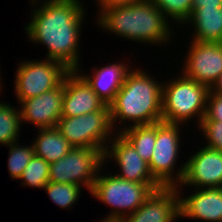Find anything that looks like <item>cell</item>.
<instances>
[{"label": "cell", "mask_w": 222, "mask_h": 222, "mask_svg": "<svg viewBox=\"0 0 222 222\" xmlns=\"http://www.w3.org/2000/svg\"><path fill=\"white\" fill-rule=\"evenodd\" d=\"M39 4V5H38ZM36 6L25 26L28 41L47 46L46 57L64 64L69 70H77L80 64V37L85 6L80 0H40L30 3ZM38 7V8H37Z\"/></svg>", "instance_id": "1"}, {"label": "cell", "mask_w": 222, "mask_h": 222, "mask_svg": "<svg viewBox=\"0 0 222 222\" xmlns=\"http://www.w3.org/2000/svg\"><path fill=\"white\" fill-rule=\"evenodd\" d=\"M148 72L138 68L127 72L121 89L109 104L111 126L114 132L119 129L116 133H120L128 126L162 121L163 83L155 80L157 78L152 77ZM127 121L131 122V125L125 124ZM120 125L121 128L118 127Z\"/></svg>", "instance_id": "2"}, {"label": "cell", "mask_w": 222, "mask_h": 222, "mask_svg": "<svg viewBox=\"0 0 222 222\" xmlns=\"http://www.w3.org/2000/svg\"><path fill=\"white\" fill-rule=\"evenodd\" d=\"M99 13V14H98ZM97 13V25L111 34L145 45L160 46L171 42L170 20L152 0L107 7ZM100 15V16H99ZM173 32V33H172ZM157 44V45H156Z\"/></svg>", "instance_id": "3"}, {"label": "cell", "mask_w": 222, "mask_h": 222, "mask_svg": "<svg viewBox=\"0 0 222 222\" xmlns=\"http://www.w3.org/2000/svg\"><path fill=\"white\" fill-rule=\"evenodd\" d=\"M100 169L91 194L101 203L112 208L101 222H121L135 212L160 187L159 183H137L123 180L115 174H105ZM100 174V175H99ZM105 174V175H104Z\"/></svg>", "instance_id": "4"}, {"label": "cell", "mask_w": 222, "mask_h": 222, "mask_svg": "<svg viewBox=\"0 0 222 222\" xmlns=\"http://www.w3.org/2000/svg\"><path fill=\"white\" fill-rule=\"evenodd\" d=\"M178 76L163 82L162 121L188 125L189 121L196 118L199 125L205 117L210 89L182 74Z\"/></svg>", "instance_id": "5"}, {"label": "cell", "mask_w": 222, "mask_h": 222, "mask_svg": "<svg viewBox=\"0 0 222 222\" xmlns=\"http://www.w3.org/2000/svg\"><path fill=\"white\" fill-rule=\"evenodd\" d=\"M181 124L156 122V142L149 162L153 178L162 187H177L181 183L185 163L176 168L180 152Z\"/></svg>", "instance_id": "6"}, {"label": "cell", "mask_w": 222, "mask_h": 222, "mask_svg": "<svg viewBox=\"0 0 222 222\" xmlns=\"http://www.w3.org/2000/svg\"><path fill=\"white\" fill-rule=\"evenodd\" d=\"M56 128L77 148H95L105 152L115 134L111 126L109 105L85 115L61 118Z\"/></svg>", "instance_id": "7"}, {"label": "cell", "mask_w": 222, "mask_h": 222, "mask_svg": "<svg viewBox=\"0 0 222 222\" xmlns=\"http://www.w3.org/2000/svg\"><path fill=\"white\" fill-rule=\"evenodd\" d=\"M103 166L104 152L101 149L73 147L65 156L50 164L49 181L77 184L91 192L99 170L106 168Z\"/></svg>", "instance_id": "8"}, {"label": "cell", "mask_w": 222, "mask_h": 222, "mask_svg": "<svg viewBox=\"0 0 222 222\" xmlns=\"http://www.w3.org/2000/svg\"><path fill=\"white\" fill-rule=\"evenodd\" d=\"M70 70L53 59L23 60L18 64L14 80V95L26 100L58 87Z\"/></svg>", "instance_id": "9"}, {"label": "cell", "mask_w": 222, "mask_h": 222, "mask_svg": "<svg viewBox=\"0 0 222 222\" xmlns=\"http://www.w3.org/2000/svg\"><path fill=\"white\" fill-rule=\"evenodd\" d=\"M182 75L209 89L222 73V42L190 41Z\"/></svg>", "instance_id": "10"}, {"label": "cell", "mask_w": 222, "mask_h": 222, "mask_svg": "<svg viewBox=\"0 0 222 222\" xmlns=\"http://www.w3.org/2000/svg\"><path fill=\"white\" fill-rule=\"evenodd\" d=\"M184 186H192L191 189L222 187V151L204 146L188 160L186 158L184 176L176 188L182 190Z\"/></svg>", "instance_id": "11"}, {"label": "cell", "mask_w": 222, "mask_h": 222, "mask_svg": "<svg viewBox=\"0 0 222 222\" xmlns=\"http://www.w3.org/2000/svg\"><path fill=\"white\" fill-rule=\"evenodd\" d=\"M110 160L116 162L115 164L120 168L119 172H115L120 179L137 183H158L153 178L148 163L140 157L133 145L121 133L113 135L104 152V163Z\"/></svg>", "instance_id": "12"}, {"label": "cell", "mask_w": 222, "mask_h": 222, "mask_svg": "<svg viewBox=\"0 0 222 222\" xmlns=\"http://www.w3.org/2000/svg\"><path fill=\"white\" fill-rule=\"evenodd\" d=\"M64 97V80L56 88L26 100H21V122H28L38 129L53 128L61 119ZM27 122V123H26Z\"/></svg>", "instance_id": "13"}, {"label": "cell", "mask_w": 222, "mask_h": 222, "mask_svg": "<svg viewBox=\"0 0 222 222\" xmlns=\"http://www.w3.org/2000/svg\"><path fill=\"white\" fill-rule=\"evenodd\" d=\"M106 105L77 70H70L66 74L61 118L92 113L102 110Z\"/></svg>", "instance_id": "14"}, {"label": "cell", "mask_w": 222, "mask_h": 222, "mask_svg": "<svg viewBox=\"0 0 222 222\" xmlns=\"http://www.w3.org/2000/svg\"><path fill=\"white\" fill-rule=\"evenodd\" d=\"M179 196L176 187H160L121 222H176L180 218Z\"/></svg>", "instance_id": "15"}, {"label": "cell", "mask_w": 222, "mask_h": 222, "mask_svg": "<svg viewBox=\"0 0 222 222\" xmlns=\"http://www.w3.org/2000/svg\"><path fill=\"white\" fill-rule=\"evenodd\" d=\"M193 190V193L190 191L191 194L189 193L187 197L178 190L180 219L183 217L206 222H222V187L193 188Z\"/></svg>", "instance_id": "16"}, {"label": "cell", "mask_w": 222, "mask_h": 222, "mask_svg": "<svg viewBox=\"0 0 222 222\" xmlns=\"http://www.w3.org/2000/svg\"><path fill=\"white\" fill-rule=\"evenodd\" d=\"M124 62L126 61L109 63L108 65L106 64V66H100V68L91 67L93 70L89 75L84 74L81 67H79L77 71L91 85L98 97L109 105L121 89L126 74L131 67L127 62Z\"/></svg>", "instance_id": "17"}, {"label": "cell", "mask_w": 222, "mask_h": 222, "mask_svg": "<svg viewBox=\"0 0 222 222\" xmlns=\"http://www.w3.org/2000/svg\"><path fill=\"white\" fill-rule=\"evenodd\" d=\"M184 25L193 26L194 30L192 32L194 33L190 40L222 42V13L220 7L192 8L191 15L185 21Z\"/></svg>", "instance_id": "18"}, {"label": "cell", "mask_w": 222, "mask_h": 222, "mask_svg": "<svg viewBox=\"0 0 222 222\" xmlns=\"http://www.w3.org/2000/svg\"><path fill=\"white\" fill-rule=\"evenodd\" d=\"M37 132V137L31 142L34 153L49 164L58 161L73 149L56 127L38 129Z\"/></svg>", "instance_id": "19"}, {"label": "cell", "mask_w": 222, "mask_h": 222, "mask_svg": "<svg viewBox=\"0 0 222 222\" xmlns=\"http://www.w3.org/2000/svg\"><path fill=\"white\" fill-rule=\"evenodd\" d=\"M120 133L133 145L140 157L149 164L156 142V123L135 125Z\"/></svg>", "instance_id": "20"}, {"label": "cell", "mask_w": 222, "mask_h": 222, "mask_svg": "<svg viewBox=\"0 0 222 222\" xmlns=\"http://www.w3.org/2000/svg\"><path fill=\"white\" fill-rule=\"evenodd\" d=\"M21 126L23 125L19 108L0 100V145L7 146L19 142Z\"/></svg>", "instance_id": "21"}, {"label": "cell", "mask_w": 222, "mask_h": 222, "mask_svg": "<svg viewBox=\"0 0 222 222\" xmlns=\"http://www.w3.org/2000/svg\"><path fill=\"white\" fill-rule=\"evenodd\" d=\"M77 184L72 183H57V182H48L43 188L48 194L50 200H52L57 206L62 209H71L77 201H79V195L83 191ZM81 192V193H80Z\"/></svg>", "instance_id": "22"}, {"label": "cell", "mask_w": 222, "mask_h": 222, "mask_svg": "<svg viewBox=\"0 0 222 222\" xmlns=\"http://www.w3.org/2000/svg\"><path fill=\"white\" fill-rule=\"evenodd\" d=\"M49 168L48 162L34 154L19 178L21 185L43 189L49 182Z\"/></svg>", "instance_id": "23"}, {"label": "cell", "mask_w": 222, "mask_h": 222, "mask_svg": "<svg viewBox=\"0 0 222 222\" xmlns=\"http://www.w3.org/2000/svg\"><path fill=\"white\" fill-rule=\"evenodd\" d=\"M26 144V146L20 145L19 142L11 143L7 145L9 147L8 158V171L9 177L18 179L24 172L25 167L29 164L31 158L34 156L33 145Z\"/></svg>", "instance_id": "24"}, {"label": "cell", "mask_w": 222, "mask_h": 222, "mask_svg": "<svg viewBox=\"0 0 222 222\" xmlns=\"http://www.w3.org/2000/svg\"><path fill=\"white\" fill-rule=\"evenodd\" d=\"M171 23L184 24L190 17L193 0H152Z\"/></svg>", "instance_id": "25"}, {"label": "cell", "mask_w": 222, "mask_h": 222, "mask_svg": "<svg viewBox=\"0 0 222 222\" xmlns=\"http://www.w3.org/2000/svg\"><path fill=\"white\" fill-rule=\"evenodd\" d=\"M206 139V147L222 151V122L220 121H201L198 125Z\"/></svg>", "instance_id": "26"}, {"label": "cell", "mask_w": 222, "mask_h": 222, "mask_svg": "<svg viewBox=\"0 0 222 222\" xmlns=\"http://www.w3.org/2000/svg\"><path fill=\"white\" fill-rule=\"evenodd\" d=\"M202 121L222 122V94L209 91L207 97L206 113Z\"/></svg>", "instance_id": "27"}, {"label": "cell", "mask_w": 222, "mask_h": 222, "mask_svg": "<svg viewBox=\"0 0 222 222\" xmlns=\"http://www.w3.org/2000/svg\"><path fill=\"white\" fill-rule=\"evenodd\" d=\"M146 0H96V4H98V8L102 11L107 7H114V6H124V5H132L144 2Z\"/></svg>", "instance_id": "28"}, {"label": "cell", "mask_w": 222, "mask_h": 222, "mask_svg": "<svg viewBox=\"0 0 222 222\" xmlns=\"http://www.w3.org/2000/svg\"><path fill=\"white\" fill-rule=\"evenodd\" d=\"M222 0H193V8H214L221 7Z\"/></svg>", "instance_id": "29"}, {"label": "cell", "mask_w": 222, "mask_h": 222, "mask_svg": "<svg viewBox=\"0 0 222 222\" xmlns=\"http://www.w3.org/2000/svg\"><path fill=\"white\" fill-rule=\"evenodd\" d=\"M210 92L222 94V73L217 78L213 86L210 88Z\"/></svg>", "instance_id": "30"}, {"label": "cell", "mask_w": 222, "mask_h": 222, "mask_svg": "<svg viewBox=\"0 0 222 222\" xmlns=\"http://www.w3.org/2000/svg\"><path fill=\"white\" fill-rule=\"evenodd\" d=\"M1 70V69H0ZM1 73V75H2V72H0ZM0 77H2V76H0ZM2 80H1V78H0V92H2L1 90L3 89L1 86H3L2 85V82H1Z\"/></svg>", "instance_id": "31"}, {"label": "cell", "mask_w": 222, "mask_h": 222, "mask_svg": "<svg viewBox=\"0 0 222 222\" xmlns=\"http://www.w3.org/2000/svg\"><path fill=\"white\" fill-rule=\"evenodd\" d=\"M40 0H30V2L34 3V2H39Z\"/></svg>", "instance_id": "32"}]
</instances>
